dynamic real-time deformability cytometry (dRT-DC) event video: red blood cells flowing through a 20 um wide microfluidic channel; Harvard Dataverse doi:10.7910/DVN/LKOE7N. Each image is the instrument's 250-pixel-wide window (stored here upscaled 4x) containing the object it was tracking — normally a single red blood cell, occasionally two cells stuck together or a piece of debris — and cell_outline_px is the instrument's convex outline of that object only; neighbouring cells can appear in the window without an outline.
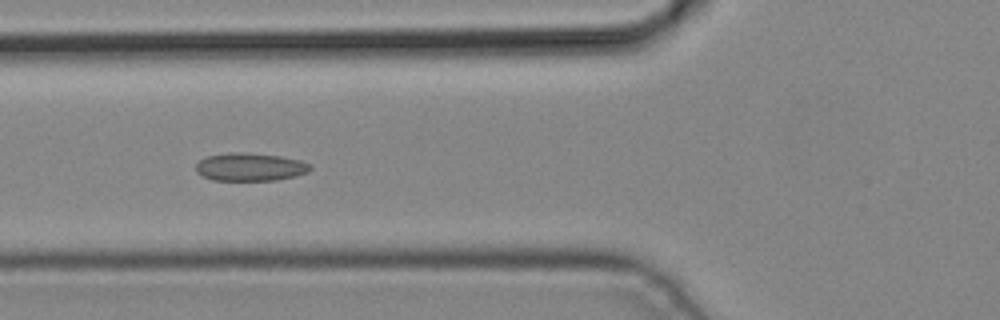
{"species": "common noctule bat (a hibernating species)", "species_latin": "Nyctalus noctula", "temperature_condition": "cold", "stored_images_in_passage": 5, "camera_frame_rate_fps": 3000, "um_per_image_px": 0.085, "animal": {"sex": "male", "body_mass_g": 19.2, "forearm_length_mm": 51.8}, "frame": {"image": 1, "passage_image": 5, "time_ms": 1.333, "image_size_px": [1000, 320], "cell_outline_px": [[312, 168], [308, 172], [296, 176], [276, 180], [212, 180], [200, 176], [196, 172], [196, 164], [200, 160], [208, 156], [232, 152], [244, 152], [280, 156], [300, 160], [312, 164]], "centroid_in_image_um": [21.27, 14.19], "position_along_channel_um": 104.5, "area_um2": 18.79}}